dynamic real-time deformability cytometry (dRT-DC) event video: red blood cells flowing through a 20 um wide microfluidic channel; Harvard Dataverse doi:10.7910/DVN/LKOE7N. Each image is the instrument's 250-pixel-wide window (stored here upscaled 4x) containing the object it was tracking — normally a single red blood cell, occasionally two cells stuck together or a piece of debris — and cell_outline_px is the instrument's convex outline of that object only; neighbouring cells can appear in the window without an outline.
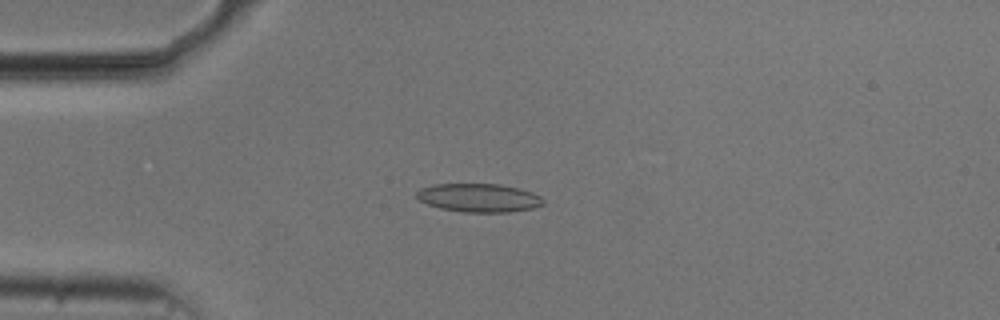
{"species": "common noctule bat (a hibernating species)", "species_latin": "Nyctalus noctula", "temperature_condition": "cold", "stored_images_in_passage": 52, "camera_frame_rate_fps": 3000, "um_per_image_px": 0.085, "animal": {"sex": "male", "body_mass_g": 20.5, "forearm_length_mm": 52.5}, "frame": {"image": 1, "passage_image": 13, "time_ms": 4.0, "image_size_px": [1000, 320], "cell_outline_px": [[544, 204], [532, 208], [508, 212], [460, 212], [440, 208], [428, 204], [420, 200], [416, 196], [416, 192], [420, 188], [432, 184], [500, 184], [520, 188], [532, 192], [540, 196], [544, 200]], "centroid_in_image_um": [40.7, 16.81], "position_along_channel_um": 44.3, "area_um2": 21.1}}
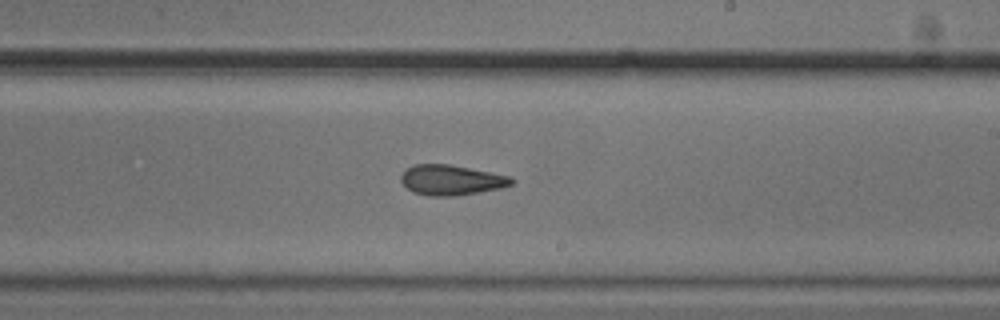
{"frame": {"image": 2, "passage_image": 31, "time_ms": 10.0, "image_size_px": [1000, 320], "cell_outline_px": [[516, 180], [512, 184], [500, 188], [456, 196], [428, 196], [412, 192], [400, 180], [400, 176], [408, 168], [416, 164], [448, 164], [512, 176]], "centroid_in_image_um": [38.38, 15.31], "position_along_channel_um": 250.6, "area_um2": 19.42}}
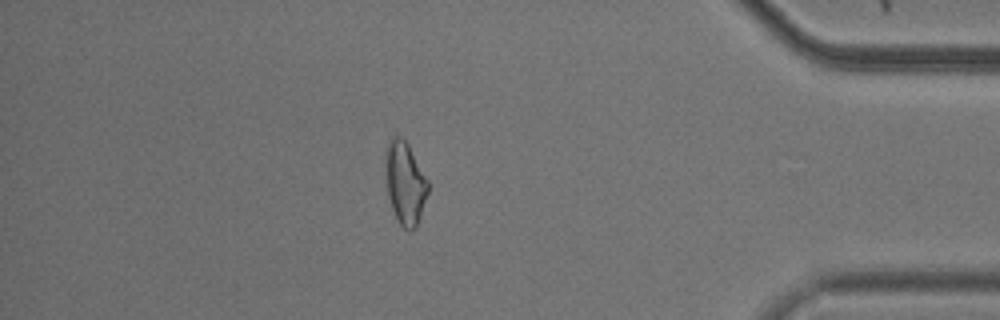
{"frame": {"image": 3, "passage_image": 46, "time_ms": 15.0, "image_size_px": [1000, 320], "cell_outline_px": [[428, 192], [416, 228], [404, 228], [400, 224], [392, 208], [388, 196], [384, 164], [384, 152], [388, 140], [392, 136], [400, 136], [408, 144], [428, 180]], "centroid_in_image_um": [34.4, 15.49], "position_along_channel_um": 400.8, "area_um2": 20.46}}